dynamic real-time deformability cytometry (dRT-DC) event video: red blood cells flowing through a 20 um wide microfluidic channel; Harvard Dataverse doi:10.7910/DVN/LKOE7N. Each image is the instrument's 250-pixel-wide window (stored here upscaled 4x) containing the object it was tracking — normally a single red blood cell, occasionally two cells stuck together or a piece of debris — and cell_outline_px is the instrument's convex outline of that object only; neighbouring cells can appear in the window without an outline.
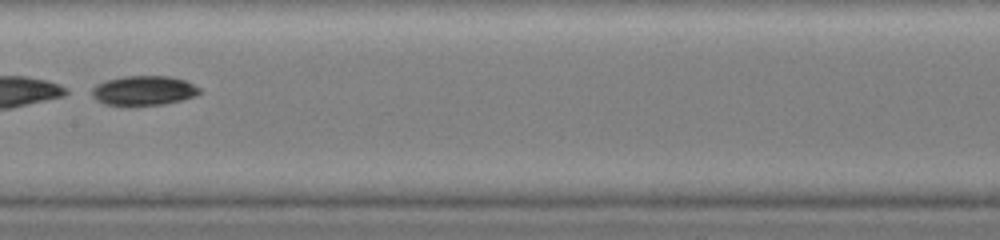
{"species": "common noctule bat (a hibernating species)", "species_latin": "Nyctalus noctula", "temperature_condition": "warm", "stored_images_in_passage": 14, "camera_frame_rate_fps": 3000, "um_per_image_px": 0.085, "animal": {"sex": "female", "body_mass_g": 19.0, "forearm_length_mm": 51.5}, "frame": {"image": 1, "passage_image": 13, "time_ms": 2.667, "image_size_px": [1000, 240], "cell_outline_px": [[200, 92], [196, 96], [164, 104], [128, 108], [104, 104], [96, 100], [92, 96], [92, 88], [96, 84], [104, 80], [124, 76], [172, 76], [184, 80], [200, 88]], "centroid_in_image_um": [12.16, 7.73], "position_along_channel_um": 195.2, "area_um2": 19.19}}